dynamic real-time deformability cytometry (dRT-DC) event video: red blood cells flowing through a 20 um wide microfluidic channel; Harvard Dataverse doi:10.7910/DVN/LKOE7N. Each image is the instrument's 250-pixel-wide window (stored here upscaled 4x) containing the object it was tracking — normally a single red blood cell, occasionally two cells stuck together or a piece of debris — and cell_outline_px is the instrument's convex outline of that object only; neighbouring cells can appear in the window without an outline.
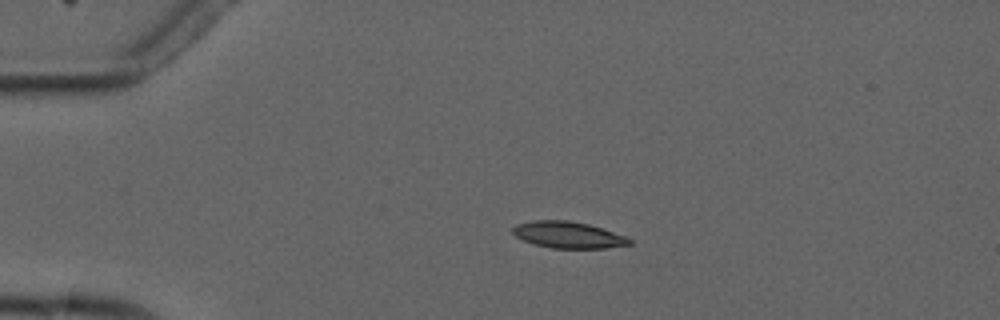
{"species": "common noctule bat (a hibernating species)", "species_latin": "Nyctalus noctula", "temperature_condition": "cold", "stored_images_in_passage": 5, "camera_frame_rate_fps": 3000, "um_per_image_px": 0.085, "animal": {"sex": "male", "forearm_length_mm": 52.5}, "frame": {"image": 1, "passage_image": 4, "time_ms": 3.667, "image_size_px": [1000, 320], "cell_outline_px": [[632, 244], [604, 248], [552, 248], [536, 244], [524, 240], [516, 236], [512, 232], [512, 228], [516, 224], [532, 220], [568, 220], [588, 224], [628, 236], [632, 240]], "centroid_in_image_um": [48.32, 19.95], "position_along_channel_um": 36.7, "area_um2": 18.03}}